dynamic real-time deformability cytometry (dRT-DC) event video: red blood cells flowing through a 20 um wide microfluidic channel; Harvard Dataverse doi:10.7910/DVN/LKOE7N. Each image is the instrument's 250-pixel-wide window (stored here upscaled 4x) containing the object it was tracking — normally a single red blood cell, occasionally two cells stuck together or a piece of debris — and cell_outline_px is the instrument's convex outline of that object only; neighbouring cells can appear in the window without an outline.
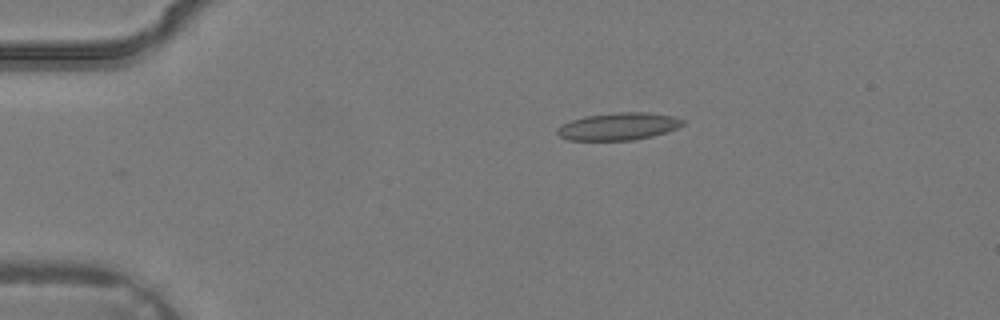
{"species": "common noctule bat (a hibernating species)", "species_latin": "Nyctalus noctula", "temperature_condition": "warm", "stored_images_in_passage": 2, "camera_frame_rate_fps": 3000, "um_per_image_px": 0.085, "animal": {"sex": "male", "body_mass_g": 19.2, "forearm_length_mm": 51.8}, "frame": {"image": 1, "passage_image": 1, "time_ms": 0.0, "image_size_px": [1000, 320], "cell_outline_px": [[684, 124], [676, 128], [652, 136], [632, 140], [568, 140], [560, 136], [556, 132], [556, 128], [572, 120], [584, 116], [620, 112], [648, 112], [672, 116], [684, 120]], "centroid_in_image_um": [52.55, 10.74], "position_along_channel_um": 32.4, "area_um2": 19.83}}